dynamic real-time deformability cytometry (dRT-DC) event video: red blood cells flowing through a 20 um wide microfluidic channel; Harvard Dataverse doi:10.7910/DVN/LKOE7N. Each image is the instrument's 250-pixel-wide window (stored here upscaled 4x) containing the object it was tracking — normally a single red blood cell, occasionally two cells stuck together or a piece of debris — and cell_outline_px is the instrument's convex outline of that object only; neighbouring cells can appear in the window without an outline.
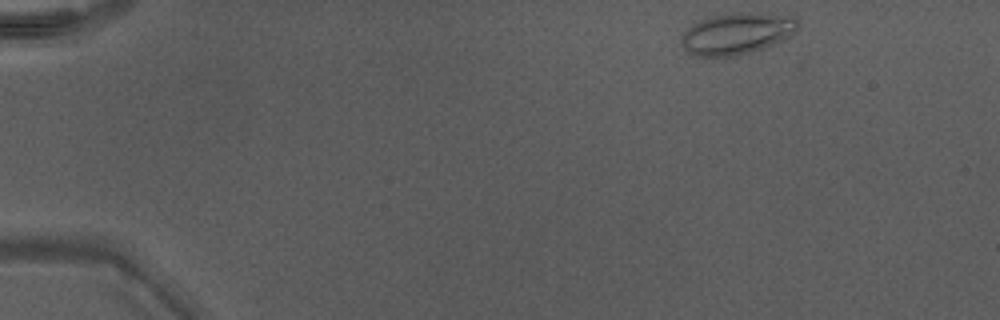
{"species": "Egyptian fruit bat (a non-hibernating species)", "species_latin": "Rousettus aegyptiacus", "temperature_condition": "warm", "stored_images_in_passage": 7, "camera_frame_rate_fps": 3000, "um_per_image_px": 0.085, "animal": {"sex": "male"}, "frame": {"image": 1, "passage_image": 1, "time_ms": 0.0, "image_size_px": [1000, 320], "cell_outline_px": [[800, 28], [796, 32], [772, 44], [748, 52], [732, 56], [696, 56], [688, 52], [680, 44], [680, 36], [692, 24], [708, 16], [732, 12], [740, 12], [792, 16], [800, 20]], "centroid_in_image_um": [62.6, 2.83], "position_along_channel_um": 22.4, "area_um2": 28.15}}